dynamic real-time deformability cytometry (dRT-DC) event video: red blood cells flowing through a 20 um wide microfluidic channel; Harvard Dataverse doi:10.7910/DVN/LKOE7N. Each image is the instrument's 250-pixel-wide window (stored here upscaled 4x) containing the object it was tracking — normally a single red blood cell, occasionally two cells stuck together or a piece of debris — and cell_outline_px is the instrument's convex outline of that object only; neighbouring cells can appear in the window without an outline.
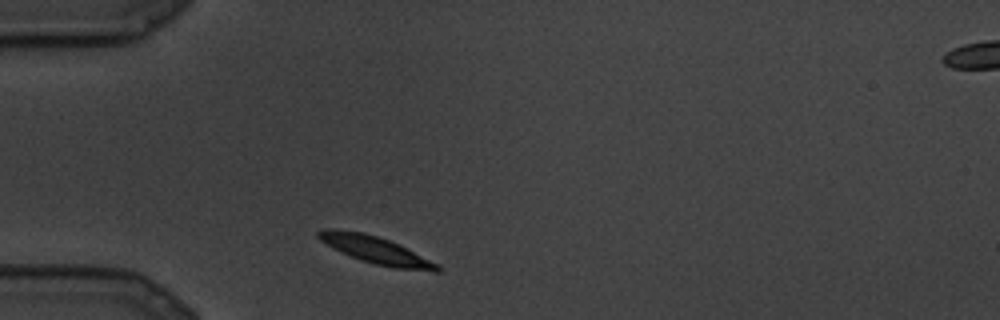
{"species": "common noctule bat (a hibernating species)", "species_latin": "Nyctalus noctula", "temperature_condition": "cold", "stored_images_in_passage": 12, "camera_frame_rate_fps": 3000, "um_per_image_px": 0.085, "animal": {"sex": "male", "body_mass_g": 19.5, "forearm_length_mm": 54.6}, "frame": {"image": 1, "passage_image": 1, "time_ms": 0.0, "image_size_px": [1000, 320], "cell_outline_px": [[440, 272], [436, 272], [392, 268], [360, 260], [320, 240], [316, 236], [316, 232], [324, 228], [336, 228], [364, 232], [400, 244], [440, 264]], "centroid_in_image_um": [32.0, 21.25], "position_along_channel_um": 53.0, "area_um2": 18.96}}
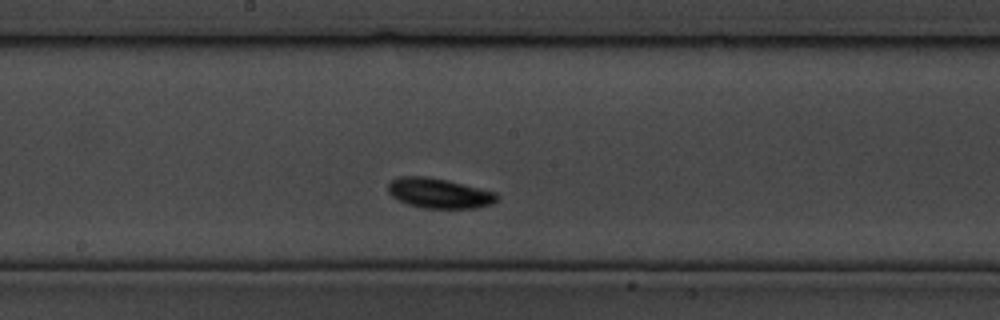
{"frame": {"image": 2, "passage_image": 8, "time_ms": 2.333, "image_size_px": [1000, 320], "cell_outline_px": [[500, 196], [492, 204], [476, 208], [424, 208], [408, 204], [392, 196], [388, 192], [388, 184], [392, 180], [400, 176], [424, 176], [448, 180], [496, 192]], "centroid_in_image_um": [37.34, 16.42], "position_along_channel_um": 210.9, "area_um2": 19.02}}
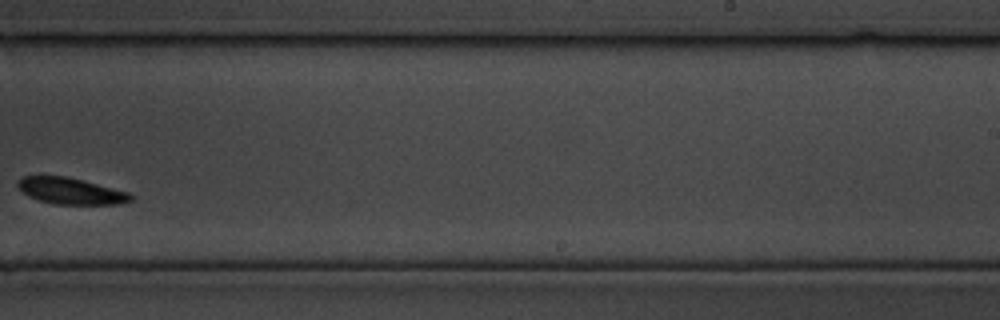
{"frame": {"image": 3, "passage_image": 11, "time_ms": 3.333, "image_size_px": [1000, 320], "cell_outline_px": [[132, 200], [120, 204], [56, 204], [40, 200], [28, 196], [16, 184], [16, 180], [20, 176], [68, 176], [84, 180], [128, 192], [132, 196]], "centroid_in_image_um": [6.0, 16.22], "position_along_channel_um": 283.0, "area_um2": 17.34}}